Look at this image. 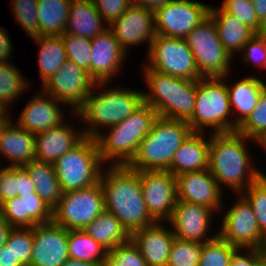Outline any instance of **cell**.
<instances>
[{"label": "cell", "instance_id": "1", "mask_svg": "<svg viewBox=\"0 0 266 266\" xmlns=\"http://www.w3.org/2000/svg\"><path fill=\"white\" fill-rule=\"evenodd\" d=\"M105 210L112 213L131 234L156 221L147 211L140 185V171L127 165L103 168L100 177Z\"/></svg>", "mask_w": 266, "mask_h": 266}, {"label": "cell", "instance_id": "2", "mask_svg": "<svg viewBox=\"0 0 266 266\" xmlns=\"http://www.w3.org/2000/svg\"><path fill=\"white\" fill-rule=\"evenodd\" d=\"M250 142L257 145V141L238 132L211 133L209 171L221 189L228 186L233 193L240 194L261 177L247 149Z\"/></svg>", "mask_w": 266, "mask_h": 266}, {"label": "cell", "instance_id": "3", "mask_svg": "<svg viewBox=\"0 0 266 266\" xmlns=\"http://www.w3.org/2000/svg\"><path fill=\"white\" fill-rule=\"evenodd\" d=\"M109 84L112 83H95L84 104L72 115L82 120L81 124L87 126L82 128L84 135L93 139L102 133V130L125 120L144 103L143 90L117 85L109 89Z\"/></svg>", "mask_w": 266, "mask_h": 266}, {"label": "cell", "instance_id": "4", "mask_svg": "<svg viewBox=\"0 0 266 266\" xmlns=\"http://www.w3.org/2000/svg\"><path fill=\"white\" fill-rule=\"evenodd\" d=\"M158 117L157 112L144 102L125 120L105 129L107 133H100L95 140L102 162L127 165Z\"/></svg>", "mask_w": 266, "mask_h": 266}, {"label": "cell", "instance_id": "5", "mask_svg": "<svg viewBox=\"0 0 266 266\" xmlns=\"http://www.w3.org/2000/svg\"><path fill=\"white\" fill-rule=\"evenodd\" d=\"M191 133L185 120L158 117L127 166L137 171H167L175 152Z\"/></svg>", "mask_w": 266, "mask_h": 266}, {"label": "cell", "instance_id": "6", "mask_svg": "<svg viewBox=\"0 0 266 266\" xmlns=\"http://www.w3.org/2000/svg\"><path fill=\"white\" fill-rule=\"evenodd\" d=\"M148 92L143 91L144 102L159 117L187 121L194 111L196 80H189L159 73L143 65Z\"/></svg>", "mask_w": 266, "mask_h": 266}, {"label": "cell", "instance_id": "7", "mask_svg": "<svg viewBox=\"0 0 266 266\" xmlns=\"http://www.w3.org/2000/svg\"><path fill=\"white\" fill-rule=\"evenodd\" d=\"M224 77H201L196 80V99L192 116L187 120L192 132L213 134L237 132Z\"/></svg>", "mask_w": 266, "mask_h": 266}, {"label": "cell", "instance_id": "8", "mask_svg": "<svg viewBox=\"0 0 266 266\" xmlns=\"http://www.w3.org/2000/svg\"><path fill=\"white\" fill-rule=\"evenodd\" d=\"M62 192L89 188L100 182L104 163L95 139L85 136L54 162Z\"/></svg>", "mask_w": 266, "mask_h": 266}, {"label": "cell", "instance_id": "9", "mask_svg": "<svg viewBox=\"0 0 266 266\" xmlns=\"http://www.w3.org/2000/svg\"><path fill=\"white\" fill-rule=\"evenodd\" d=\"M184 39L202 77H224L231 73L233 58L222 46L210 16L194 27Z\"/></svg>", "mask_w": 266, "mask_h": 266}, {"label": "cell", "instance_id": "10", "mask_svg": "<svg viewBox=\"0 0 266 266\" xmlns=\"http://www.w3.org/2000/svg\"><path fill=\"white\" fill-rule=\"evenodd\" d=\"M145 66L162 74L199 80L195 58L183 38L165 37L157 34L147 50Z\"/></svg>", "mask_w": 266, "mask_h": 266}, {"label": "cell", "instance_id": "11", "mask_svg": "<svg viewBox=\"0 0 266 266\" xmlns=\"http://www.w3.org/2000/svg\"><path fill=\"white\" fill-rule=\"evenodd\" d=\"M105 210L101 183L75 191L63 192L53 209V222L67 230H84Z\"/></svg>", "mask_w": 266, "mask_h": 266}, {"label": "cell", "instance_id": "12", "mask_svg": "<svg viewBox=\"0 0 266 266\" xmlns=\"http://www.w3.org/2000/svg\"><path fill=\"white\" fill-rule=\"evenodd\" d=\"M225 212L218 235L239 249H259L266 243L253 208L241 195Z\"/></svg>", "mask_w": 266, "mask_h": 266}, {"label": "cell", "instance_id": "13", "mask_svg": "<svg viewBox=\"0 0 266 266\" xmlns=\"http://www.w3.org/2000/svg\"><path fill=\"white\" fill-rule=\"evenodd\" d=\"M211 5L193 0H171L155 12L156 34L185 38L209 16Z\"/></svg>", "mask_w": 266, "mask_h": 266}, {"label": "cell", "instance_id": "14", "mask_svg": "<svg viewBox=\"0 0 266 266\" xmlns=\"http://www.w3.org/2000/svg\"><path fill=\"white\" fill-rule=\"evenodd\" d=\"M95 83L88 71L67 60L40 89L67 107L70 105L73 113L84 104Z\"/></svg>", "mask_w": 266, "mask_h": 266}, {"label": "cell", "instance_id": "15", "mask_svg": "<svg viewBox=\"0 0 266 266\" xmlns=\"http://www.w3.org/2000/svg\"><path fill=\"white\" fill-rule=\"evenodd\" d=\"M140 185L151 217L167 223L177 202L176 176L169 171H140Z\"/></svg>", "mask_w": 266, "mask_h": 266}, {"label": "cell", "instance_id": "16", "mask_svg": "<svg viewBox=\"0 0 266 266\" xmlns=\"http://www.w3.org/2000/svg\"><path fill=\"white\" fill-rule=\"evenodd\" d=\"M214 213L209 207L177 200L172 217L167 222L171 224L175 238L204 243L218 236V229L209 236Z\"/></svg>", "mask_w": 266, "mask_h": 266}, {"label": "cell", "instance_id": "17", "mask_svg": "<svg viewBox=\"0 0 266 266\" xmlns=\"http://www.w3.org/2000/svg\"><path fill=\"white\" fill-rule=\"evenodd\" d=\"M120 47L127 54L129 47L147 43L148 50L155 38V12L132 4L126 12L109 25Z\"/></svg>", "mask_w": 266, "mask_h": 266}, {"label": "cell", "instance_id": "18", "mask_svg": "<svg viewBox=\"0 0 266 266\" xmlns=\"http://www.w3.org/2000/svg\"><path fill=\"white\" fill-rule=\"evenodd\" d=\"M68 232L53 221L35 225L30 266H62L69 259Z\"/></svg>", "mask_w": 266, "mask_h": 266}, {"label": "cell", "instance_id": "19", "mask_svg": "<svg viewBox=\"0 0 266 266\" xmlns=\"http://www.w3.org/2000/svg\"><path fill=\"white\" fill-rule=\"evenodd\" d=\"M176 188L178 201L203 205L216 213L224 209V190L219 187L209 169L176 176Z\"/></svg>", "mask_w": 266, "mask_h": 266}, {"label": "cell", "instance_id": "20", "mask_svg": "<svg viewBox=\"0 0 266 266\" xmlns=\"http://www.w3.org/2000/svg\"><path fill=\"white\" fill-rule=\"evenodd\" d=\"M127 54L108 28L91 39L90 77L96 83H110L126 62ZM114 76V77H113Z\"/></svg>", "mask_w": 266, "mask_h": 266}, {"label": "cell", "instance_id": "21", "mask_svg": "<svg viewBox=\"0 0 266 266\" xmlns=\"http://www.w3.org/2000/svg\"><path fill=\"white\" fill-rule=\"evenodd\" d=\"M0 217L13 228H33L53 221V209L36 192L16 196L0 205Z\"/></svg>", "mask_w": 266, "mask_h": 266}, {"label": "cell", "instance_id": "22", "mask_svg": "<svg viewBox=\"0 0 266 266\" xmlns=\"http://www.w3.org/2000/svg\"><path fill=\"white\" fill-rule=\"evenodd\" d=\"M40 90L41 92L34 94L26 102L16 122L21 128L35 135L56 127L66 119L64 110L60 108L66 105Z\"/></svg>", "mask_w": 266, "mask_h": 266}, {"label": "cell", "instance_id": "23", "mask_svg": "<svg viewBox=\"0 0 266 266\" xmlns=\"http://www.w3.org/2000/svg\"><path fill=\"white\" fill-rule=\"evenodd\" d=\"M163 224L155 222L131 233L130 239L138 247L148 266H167L168 264L175 236L172 229Z\"/></svg>", "mask_w": 266, "mask_h": 266}, {"label": "cell", "instance_id": "24", "mask_svg": "<svg viewBox=\"0 0 266 266\" xmlns=\"http://www.w3.org/2000/svg\"><path fill=\"white\" fill-rule=\"evenodd\" d=\"M75 128L64 121L56 127L36 134L35 160L54 164L85 137L82 127L80 130Z\"/></svg>", "mask_w": 266, "mask_h": 266}, {"label": "cell", "instance_id": "25", "mask_svg": "<svg viewBox=\"0 0 266 266\" xmlns=\"http://www.w3.org/2000/svg\"><path fill=\"white\" fill-rule=\"evenodd\" d=\"M210 141L211 136L209 133L192 132L175 152L170 168L167 171L174 176H178L184 173L209 169Z\"/></svg>", "mask_w": 266, "mask_h": 266}, {"label": "cell", "instance_id": "26", "mask_svg": "<svg viewBox=\"0 0 266 266\" xmlns=\"http://www.w3.org/2000/svg\"><path fill=\"white\" fill-rule=\"evenodd\" d=\"M12 122L13 119L3 127L0 157L9 161L8 166L20 167L35 160V134Z\"/></svg>", "mask_w": 266, "mask_h": 266}, {"label": "cell", "instance_id": "27", "mask_svg": "<svg viewBox=\"0 0 266 266\" xmlns=\"http://www.w3.org/2000/svg\"><path fill=\"white\" fill-rule=\"evenodd\" d=\"M225 82L227 83L233 121L239 127L258 103L261 92L266 87V81L252 74V76H245L230 85L228 81Z\"/></svg>", "mask_w": 266, "mask_h": 266}, {"label": "cell", "instance_id": "28", "mask_svg": "<svg viewBox=\"0 0 266 266\" xmlns=\"http://www.w3.org/2000/svg\"><path fill=\"white\" fill-rule=\"evenodd\" d=\"M209 16L213 19L218 37L232 58L240 53L243 46L255 35L243 22L226 13L221 7H210Z\"/></svg>", "mask_w": 266, "mask_h": 266}, {"label": "cell", "instance_id": "29", "mask_svg": "<svg viewBox=\"0 0 266 266\" xmlns=\"http://www.w3.org/2000/svg\"><path fill=\"white\" fill-rule=\"evenodd\" d=\"M108 28L92 0L71 1L64 33L92 39Z\"/></svg>", "mask_w": 266, "mask_h": 266}, {"label": "cell", "instance_id": "30", "mask_svg": "<svg viewBox=\"0 0 266 266\" xmlns=\"http://www.w3.org/2000/svg\"><path fill=\"white\" fill-rule=\"evenodd\" d=\"M22 167L33 181L36 194L48 206L54 209L58 205L63 193L55 173L54 165L34 160Z\"/></svg>", "mask_w": 266, "mask_h": 266}, {"label": "cell", "instance_id": "31", "mask_svg": "<svg viewBox=\"0 0 266 266\" xmlns=\"http://www.w3.org/2000/svg\"><path fill=\"white\" fill-rule=\"evenodd\" d=\"M32 40L40 46L38 67L42 87L68 60L67 53L61 35H41Z\"/></svg>", "mask_w": 266, "mask_h": 266}, {"label": "cell", "instance_id": "32", "mask_svg": "<svg viewBox=\"0 0 266 266\" xmlns=\"http://www.w3.org/2000/svg\"><path fill=\"white\" fill-rule=\"evenodd\" d=\"M84 231L107 251L130 240L131 234L109 211L104 210Z\"/></svg>", "mask_w": 266, "mask_h": 266}, {"label": "cell", "instance_id": "33", "mask_svg": "<svg viewBox=\"0 0 266 266\" xmlns=\"http://www.w3.org/2000/svg\"><path fill=\"white\" fill-rule=\"evenodd\" d=\"M72 0H37L38 36L62 35Z\"/></svg>", "mask_w": 266, "mask_h": 266}, {"label": "cell", "instance_id": "34", "mask_svg": "<svg viewBox=\"0 0 266 266\" xmlns=\"http://www.w3.org/2000/svg\"><path fill=\"white\" fill-rule=\"evenodd\" d=\"M107 250L84 230H69L68 256L71 259L104 264Z\"/></svg>", "mask_w": 266, "mask_h": 266}, {"label": "cell", "instance_id": "35", "mask_svg": "<svg viewBox=\"0 0 266 266\" xmlns=\"http://www.w3.org/2000/svg\"><path fill=\"white\" fill-rule=\"evenodd\" d=\"M28 80L13 63L0 62V102L10 109V104L30 89ZM19 98V99H18Z\"/></svg>", "mask_w": 266, "mask_h": 266}, {"label": "cell", "instance_id": "36", "mask_svg": "<svg viewBox=\"0 0 266 266\" xmlns=\"http://www.w3.org/2000/svg\"><path fill=\"white\" fill-rule=\"evenodd\" d=\"M238 249L218 235L214 239L202 243L198 266H229Z\"/></svg>", "mask_w": 266, "mask_h": 266}, {"label": "cell", "instance_id": "37", "mask_svg": "<svg viewBox=\"0 0 266 266\" xmlns=\"http://www.w3.org/2000/svg\"><path fill=\"white\" fill-rule=\"evenodd\" d=\"M237 132L249 139L259 141L266 134V87L249 117L238 127Z\"/></svg>", "mask_w": 266, "mask_h": 266}, {"label": "cell", "instance_id": "38", "mask_svg": "<svg viewBox=\"0 0 266 266\" xmlns=\"http://www.w3.org/2000/svg\"><path fill=\"white\" fill-rule=\"evenodd\" d=\"M61 37L68 60L88 71L90 75L91 39L68 33H63Z\"/></svg>", "mask_w": 266, "mask_h": 266}, {"label": "cell", "instance_id": "39", "mask_svg": "<svg viewBox=\"0 0 266 266\" xmlns=\"http://www.w3.org/2000/svg\"><path fill=\"white\" fill-rule=\"evenodd\" d=\"M103 266H148L138 247L130 239L106 253Z\"/></svg>", "mask_w": 266, "mask_h": 266}, {"label": "cell", "instance_id": "40", "mask_svg": "<svg viewBox=\"0 0 266 266\" xmlns=\"http://www.w3.org/2000/svg\"><path fill=\"white\" fill-rule=\"evenodd\" d=\"M202 243L175 238L167 266H198Z\"/></svg>", "mask_w": 266, "mask_h": 266}, {"label": "cell", "instance_id": "41", "mask_svg": "<svg viewBox=\"0 0 266 266\" xmlns=\"http://www.w3.org/2000/svg\"><path fill=\"white\" fill-rule=\"evenodd\" d=\"M16 22L30 38L38 36L37 0H11Z\"/></svg>", "mask_w": 266, "mask_h": 266}, {"label": "cell", "instance_id": "42", "mask_svg": "<svg viewBox=\"0 0 266 266\" xmlns=\"http://www.w3.org/2000/svg\"><path fill=\"white\" fill-rule=\"evenodd\" d=\"M5 245L24 266H30L33 247L32 228H13Z\"/></svg>", "mask_w": 266, "mask_h": 266}, {"label": "cell", "instance_id": "43", "mask_svg": "<svg viewBox=\"0 0 266 266\" xmlns=\"http://www.w3.org/2000/svg\"><path fill=\"white\" fill-rule=\"evenodd\" d=\"M240 194L253 208L261 233L266 237V178L260 177Z\"/></svg>", "mask_w": 266, "mask_h": 266}, {"label": "cell", "instance_id": "44", "mask_svg": "<svg viewBox=\"0 0 266 266\" xmlns=\"http://www.w3.org/2000/svg\"><path fill=\"white\" fill-rule=\"evenodd\" d=\"M221 8L257 34L260 28V21L255 14L252 0H223Z\"/></svg>", "mask_w": 266, "mask_h": 266}, {"label": "cell", "instance_id": "45", "mask_svg": "<svg viewBox=\"0 0 266 266\" xmlns=\"http://www.w3.org/2000/svg\"><path fill=\"white\" fill-rule=\"evenodd\" d=\"M244 64L251 66L255 64L260 71L266 68V38L255 34L242 48L241 51Z\"/></svg>", "mask_w": 266, "mask_h": 266}, {"label": "cell", "instance_id": "46", "mask_svg": "<svg viewBox=\"0 0 266 266\" xmlns=\"http://www.w3.org/2000/svg\"><path fill=\"white\" fill-rule=\"evenodd\" d=\"M102 19L110 25L132 5L131 0H92Z\"/></svg>", "mask_w": 266, "mask_h": 266}, {"label": "cell", "instance_id": "47", "mask_svg": "<svg viewBox=\"0 0 266 266\" xmlns=\"http://www.w3.org/2000/svg\"><path fill=\"white\" fill-rule=\"evenodd\" d=\"M18 196L16 167L0 166V205L8 199Z\"/></svg>", "mask_w": 266, "mask_h": 266}, {"label": "cell", "instance_id": "48", "mask_svg": "<svg viewBox=\"0 0 266 266\" xmlns=\"http://www.w3.org/2000/svg\"><path fill=\"white\" fill-rule=\"evenodd\" d=\"M260 257L259 249H246V251L245 249H238L234 253L229 266H255Z\"/></svg>", "mask_w": 266, "mask_h": 266}, {"label": "cell", "instance_id": "49", "mask_svg": "<svg viewBox=\"0 0 266 266\" xmlns=\"http://www.w3.org/2000/svg\"><path fill=\"white\" fill-rule=\"evenodd\" d=\"M16 180H18V196L23 197L35 192L34 183L22 166L16 167Z\"/></svg>", "mask_w": 266, "mask_h": 266}, {"label": "cell", "instance_id": "50", "mask_svg": "<svg viewBox=\"0 0 266 266\" xmlns=\"http://www.w3.org/2000/svg\"><path fill=\"white\" fill-rule=\"evenodd\" d=\"M13 46L6 29L0 27V62H9L12 57Z\"/></svg>", "mask_w": 266, "mask_h": 266}, {"label": "cell", "instance_id": "51", "mask_svg": "<svg viewBox=\"0 0 266 266\" xmlns=\"http://www.w3.org/2000/svg\"><path fill=\"white\" fill-rule=\"evenodd\" d=\"M0 266H24L6 246L0 248Z\"/></svg>", "mask_w": 266, "mask_h": 266}, {"label": "cell", "instance_id": "52", "mask_svg": "<svg viewBox=\"0 0 266 266\" xmlns=\"http://www.w3.org/2000/svg\"><path fill=\"white\" fill-rule=\"evenodd\" d=\"M132 4L144 7L147 10L156 12L167 5L171 0H131Z\"/></svg>", "mask_w": 266, "mask_h": 266}, {"label": "cell", "instance_id": "53", "mask_svg": "<svg viewBox=\"0 0 266 266\" xmlns=\"http://www.w3.org/2000/svg\"><path fill=\"white\" fill-rule=\"evenodd\" d=\"M12 229L13 227L0 217V248L6 244L8 235Z\"/></svg>", "mask_w": 266, "mask_h": 266}, {"label": "cell", "instance_id": "54", "mask_svg": "<svg viewBox=\"0 0 266 266\" xmlns=\"http://www.w3.org/2000/svg\"><path fill=\"white\" fill-rule=\"evenodd\" d=\"M252 4L254 6L255 14L261 22L266 18V0H252Z\"/></svg>", "mask_w": 266, "mask_h": 266}, {"label": "cell", "instance_id": "55", "mask_svg": "<svg viewBox=\"0 0 266 266\" xmlns=\"http://www.w3.org/2000/svg\"><path fill=\"white\" fill-rule=\"evenodd\" d=\"M62 266H103V264L90 263L69 258Z\"/></svg>", "mask_w": 266, "mask_h": 266}, {"label": "cell", "instance_id": "56", "mask_svg": "<svg viewBox=\"0 0 266 266\" xmlns=\"http://www.w3.org/2000/svg\"><path fill=\"white\" fill-rule=\"evenodd\" d=\"M9 112L10 110L0 102V121H4L5 119H12L9 115Z\"/></svg>", "mask_w": 266, "mask_h": 266}, {"label": "cell", "instance_id": "57", "mask_svg": "<svg viewBox=\"0 0 266 266\" xmlns=\"http://www.w3.org/2000/svg\"><path fill=\"white\" fill-rule=\"evenodd\" d=\"M260 37L266 38V18L260 22V28L257 32Z\"/></svg>", "mask_w": 266, "mask_h": 266}, {"label": "cell", "instance_id": "58", "mask_svg": "<svg viewBox=\"0 0 266 266\" xmlns=\"http://www.w3.org/2000/svg\"><path fill=\"white\" fill-rule=\"evenodd\" d=\"M257 144L266 151V134L259 141H257Z\"/></svg>", "mask_w": 266, "mask_h": 266}, {"label": "cell", "instance_id": "59", "mask_svg": "<svg viewBox=\"0 0 266 266\" xmlns=\"http://www.w3.org/2000/svg\"><path fill=\"white\" fill-rule=\"evenodd\" d=\"M260 256L265 260L266 262V243L259 248Z\"/></svg>", "mask_w": 266, "mask_h": 266}, {"label": "cell", "instance_id": "60", "mask_svg": "<svg viewBox=\"0 0 266 266\" xmlns=\"http://www.w3.org/2000/svg\"><path fill=\"white\" fill-rule=\"evenodd\" d=\"M11 119H5L4 121H0V141H1V135H2V131H3V127L10 121ZM2 158H0L1 160ZM1 162V161H0ZM0 165H2L0 163Z\"/></svg>", "mask_w": 266, "mask_h": 266}, {"label": "cell", "instance_id": "61", "mask_svg": "<svg viewBox=\"0 0 266 266\" xmlns=\"http://www.w3.org/2000/svg\"><path fill=\"white\" fill-rule=\"evenodd\" d=\"M255 266H266V262H265V260H264L262 257H260V258L256 261Z\"/></svg>", "mask_w": 266, "mask_h": 266}, {"label": "cell", "instance_id": "62", "mask_svg": "<svg viewBox=\"0 0 266 266\" xmlns=\"http://www.w3.org/2000/svg\"><path fill=\"white\" fill-rule=\"evenodd\" d=\"M264 171H261L260 170V175H261V177H264V178H266V173H263Z\"/></svg>", "mask_w": 266, "mask_h": 266}]
</instances>
